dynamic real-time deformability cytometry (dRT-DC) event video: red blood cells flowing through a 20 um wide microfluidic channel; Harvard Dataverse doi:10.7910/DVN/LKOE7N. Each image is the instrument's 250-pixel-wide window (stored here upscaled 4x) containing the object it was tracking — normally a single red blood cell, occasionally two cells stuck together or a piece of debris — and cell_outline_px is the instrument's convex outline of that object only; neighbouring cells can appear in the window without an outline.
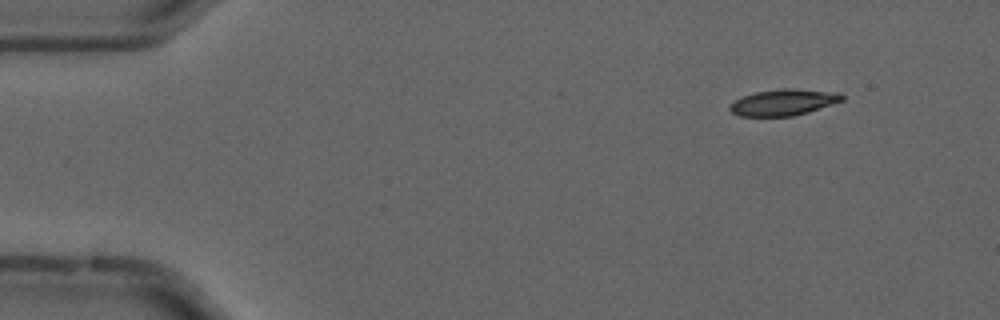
{"species": "common noctule bat (a hibernating species)", "species_latin": "Nyctalus noctula", "temperature_condition": "cold", "stored_images_in_passage": 55, "camera_frame_rate_fps": 3000, "um_per_image_px": 0.085, "animal": {"sex": "male", "forearm_length_mm": 52.5}, "frame": {"image": 1, "passage_image": 6, "time_ms": 1.667, "image_size_px": [1000, 320], "cell_outline_px": [[844, 100], [808, 112], [792, 116], [740, 116], [732, 112], [728, 108], [728, 104], [744, 96], [756, 92], [784, 88], [792, 88], [840, 92], [844, 96]], "centroid_in_image_um": [66.61, 8.69], "position_along_channel_um": 18.4, "area_um2": 17.17}}
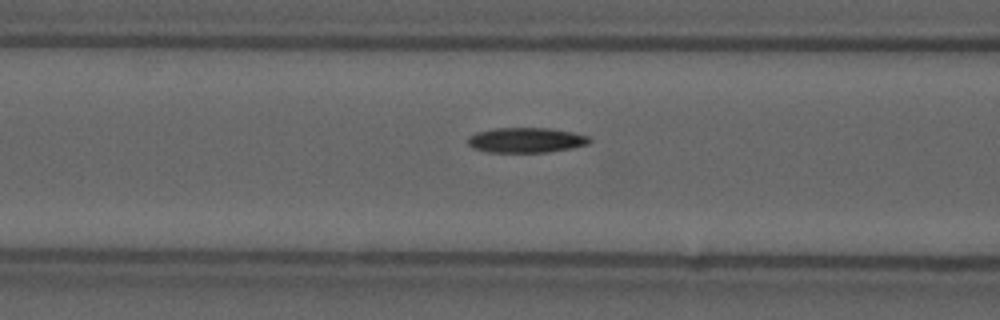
{"frame": {"image": 2, "passage_image": 22, "time_ms": 7.0, "image_size_px": [1000, 320], "cell_outline_px": [[592, 140], [588, 144], [572, 148], [548, 152], [488, 152], [472, 148], [468, 144], [468, 136], [476, 132], [496, 128], [552, 128], [572, 132], [588, 136]], "centroid_in_image_um": [44.71, 11.91], "position_along_channel_um": 121.9, "area_um2": 17.86}}
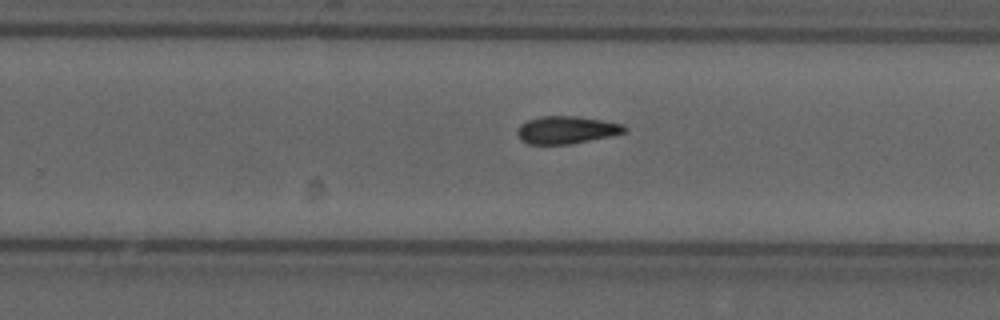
{"frame": {"image": 3, "passage_image": 35, "time_ms": 11.333, "image_size_px": [1000, 320], "cell_outline_px": [[628, 132], [612, 136], [572, 144], [528, 144], [520, 140], [516, 132], [520, 124], [528, 120], [540, 116], [576, 116], [624, 124], [628, 128]], "centroid_in_image_um": [48.17, 11.05], "position_along_channel_um": 281.6, "area_um2": 17.46}, "authors_computed_cell_mechanics": {"area_um2": 17.1666, "velocity_mm_per_s": 3.6986, "shape_relaxation_time_tau1_ms": 10.5854, "shape_relaxation_time_tau2_ms": null, "deformation_change_tau1": 0.2, "deformation_change_tau2": null}}